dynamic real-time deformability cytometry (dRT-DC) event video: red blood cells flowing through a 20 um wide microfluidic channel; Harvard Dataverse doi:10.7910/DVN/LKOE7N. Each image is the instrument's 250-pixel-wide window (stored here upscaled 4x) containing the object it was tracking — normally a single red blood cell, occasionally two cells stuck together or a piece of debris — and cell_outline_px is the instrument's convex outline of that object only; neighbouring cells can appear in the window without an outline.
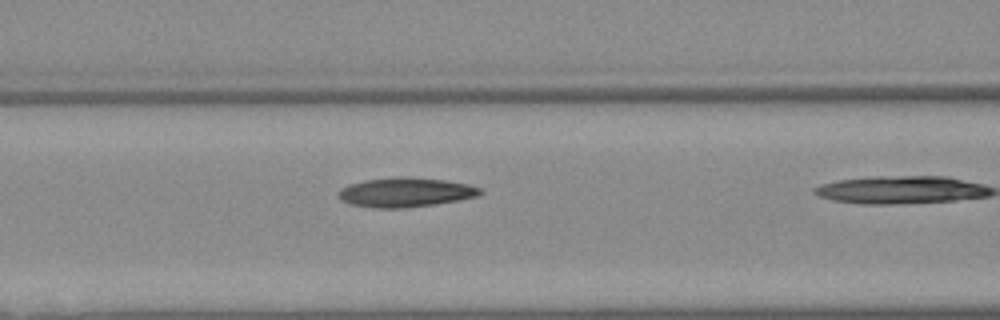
{"species": "Egyptian fruit bat (a non-hibernating species)", "species_latin": "Rousettus aegyptiacus", "temperature_condition": "warm", "stored_images_in_passage": 23, "camera_frame_rate_fps": 3000, "um_per_image_px": 0.085, "animal": {"sex": "female"}, "frame": {"image": 1, "passage_image": 19, "time_ms": 6.0, "image_size_px": [1000, 320], "cell_outline_px": [[484, 192], [476, 196], [436, 204], [404, 208], [376, 208], [352, 204], [340, 200], [340, 188], [348, 184], [364, 180], [404, 176], [408, 176], [444, 180], [468, 184], [480, 188]], "centroid_in_image_um": [34.46, 16.34], "position_along_channel_um": 132.1, "area_um2": 24.16}}
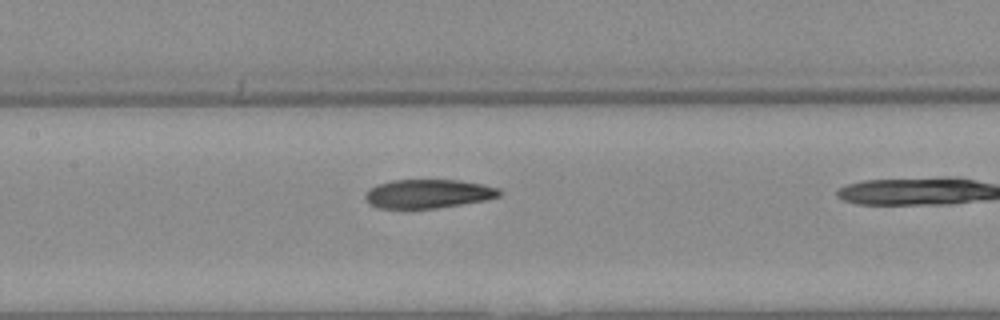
{"frame": {"image": 2, "passage_image": 22, "time_ms": 7.0, "image_size_px": [1000, 320], "cell_outline_px": [[500, 196], [484, 200], [436, 208], [376, 208], [368, 204], [364, 200], [364, 196], [372, 188], [380, 184], [392, 180], [460, 180], [480, 184], [496, 188], [500, 192]], "centroid_in_image_um": [36.34, 16.47], "position_along_channel_um": 171.1, "area_um2": 22.2}}